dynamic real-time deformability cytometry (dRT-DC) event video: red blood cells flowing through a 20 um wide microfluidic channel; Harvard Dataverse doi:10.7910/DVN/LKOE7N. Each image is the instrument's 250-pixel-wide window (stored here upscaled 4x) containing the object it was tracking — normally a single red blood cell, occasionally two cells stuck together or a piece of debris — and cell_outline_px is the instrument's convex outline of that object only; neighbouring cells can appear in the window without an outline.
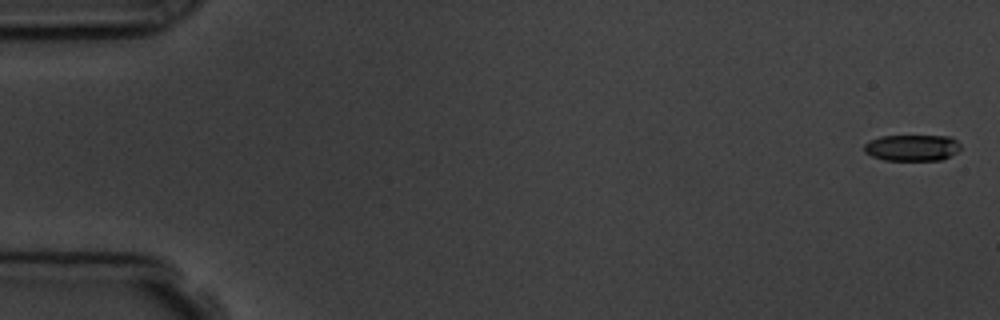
{"species": "common noctule bat (a hibernating species)", "species_latin": "Nyctalus noctula", "temperature_condition": "room temperature", "stored_images_in_passage": 5, "camera_frame_rate_fps": 3000, "um_per_image_px": 0.085, "animal": {"sex": "male", "body_mass_g": 19.5, "forearm_length_mm": 54.6}, "frame": {"image": 1, "passage_image": 1, "time_ms": 0.0, "image_size_px": [1000, 320], "cell_outline_px": [[960, 148], [956, 152], [940, 160], [884, 160], [872, 156], [864, 152], [864, 144], [868, 140], [880, 136], [952, 136], [960, 144]], "centroid_in_image_um": [77.49, 12.55], "position_along_channel_um": 7.5, "area_um2": 14.8}}
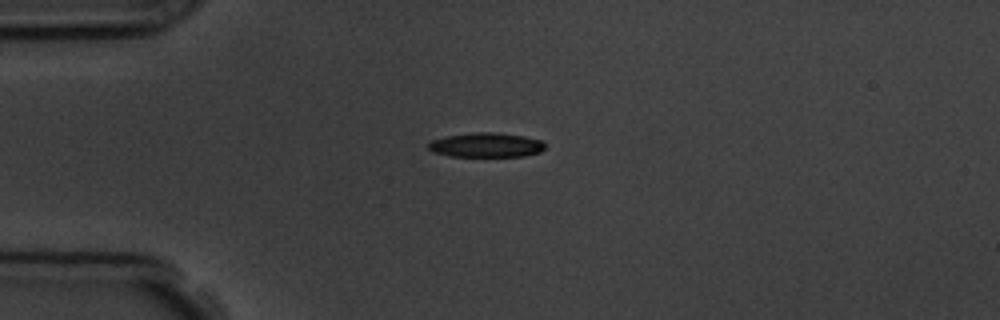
{"frame": {"image": 2, "passage_image": 4, "time_ms": 4.333, "image_size_px": [1000, 320], "cell_outline_px": [[544, 148], [540, 152], [524, 156], [448, 156], [432, 152], [428, 148], [428, 144], [432, 140], [448, 136], [476, 132], [492, 132], [524, 136], [540, 140], [544, 144]], "centroid_in_image_um": [41.3, 12.33], "position_along_channel_um": 43.7, "area_um2": 16.47}}